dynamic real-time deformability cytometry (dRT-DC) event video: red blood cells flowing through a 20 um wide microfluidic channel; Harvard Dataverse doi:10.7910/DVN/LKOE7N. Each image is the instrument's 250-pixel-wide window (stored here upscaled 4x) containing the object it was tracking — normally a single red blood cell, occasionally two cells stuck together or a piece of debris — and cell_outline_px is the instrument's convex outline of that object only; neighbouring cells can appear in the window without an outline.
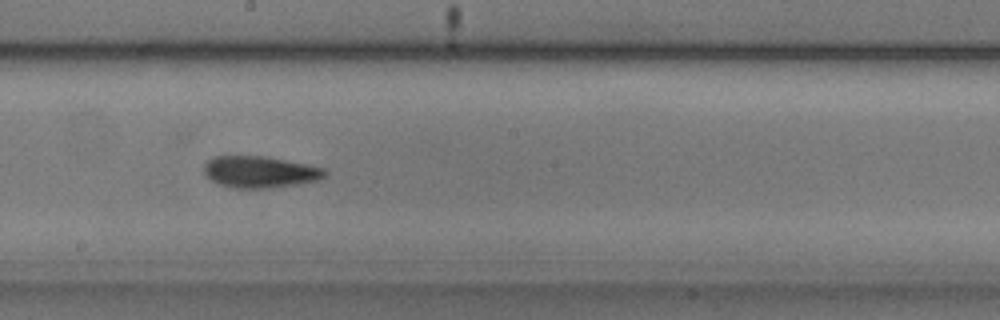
{"species": "common noctule bat (a hibernating species)", "species_latin": "Nyctalus noctula", "temperature_condition": "cold", "stored_images_in_passage": 40, "camera_frame_rate_fps": 3000, "um_per_image_px": 0.085, "animal": {"sex": "male", "body_mass_g": 20.5, "forearm_length_mm": 52.5}, "frame": {"image": 1, "passage_image": 15, "time_ms": 4.667, "image_size_px": [1000, 320], "cell_outline_px": [[328, 172], [320, 180], [272, 188], [236, 188], [220, 184], [212, 180], [204, 172], [204, 164], [212, 156], [264, 156], [328, 168]], "centroid_in_image_um": [22.13, 14.61], "position_along_channel_um": 226.1, "area_um2": 22.31}}
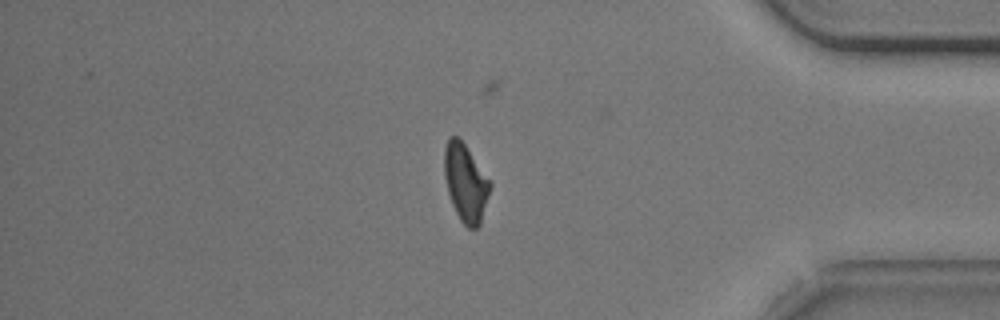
{"frame": {"image": 2, "passage_image": 31, "time_ms": 10.0, "image_size_px": [1000, 320], "cell_outline_px": [[492, 184], [480, 224], [476, 228], [468, 228], [460, 220], [452, 204], [448, 192], [444, 176], [444, 148], [448, 136], [456, 136], [464, 144]], "centroid_in_image_um": [39.55, 15.54], "position_along_channel_um": 395.6, "area_um2": 20.4}}
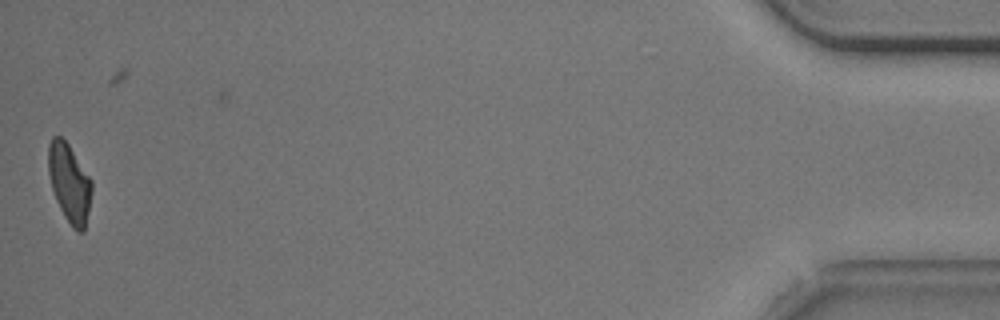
{"frame": {"image": 3, "passage_image": 39, "time_ms": 12.667, "image_size_px": [1000, 320], "cell_outline_px": [[92, 192], [84, 232], [76, 232], [72, 228], [64, 216], [56, 200], [52, 188], [48, 172], [48, 144], [52, 136], [60, 136], [68, 144], [92, 180]], "centroid_in_image_um": [5.9, 15.57], "position_along_channel_um": 429.3, "area_um2": 19.88}, "authors_computed_cell_mechanics": {"area_um2": 21.1548, "velocity_mm_per_s": 3.7307, "shape_relaxation_time_tau1_ms": 3.4235, "shape_relaxation_time_tau2_ms": 3.6414, "deformation_change_tau1": 0.1408, "deformation_change_tau2": 0.1223}}